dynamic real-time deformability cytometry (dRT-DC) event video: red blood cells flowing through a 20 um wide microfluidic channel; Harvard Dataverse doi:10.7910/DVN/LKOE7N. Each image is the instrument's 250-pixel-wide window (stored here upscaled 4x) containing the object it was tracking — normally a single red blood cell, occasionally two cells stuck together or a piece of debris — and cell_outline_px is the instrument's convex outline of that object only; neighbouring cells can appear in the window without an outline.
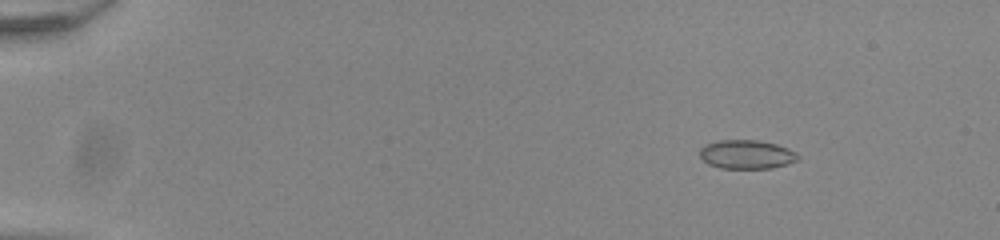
{"species": "common noctule bat (a hibernating species)", "species_latin": "Nyctalus noctula", "temperature_condition": "room temperature", "stored_images_in_passage": 54, "camera_frame_rate_fps": 3000, "um_per_image_px": 0.085, "animal": {"sex": "male", "body_mass_g": 20.0, "forearm_length_mm": 53.3}, "frame": {"image": 1, "passage_image": 8, "time_ms": 2.333, "image_size_px": [1000, 240], "cell_outline_px": [[800, 160], [788, 164], [772, 168], [720, 168], [708, 164], [700, 156], [700, 148], [704, 144], [720, 140], [760, 140], [776, 144], [788, 148], [796, 152], [800, 156]], "centroid_in_image_um": [63.49, 13.12], "position_along_channel_um": 21.5, "area_um2": 16.7}}
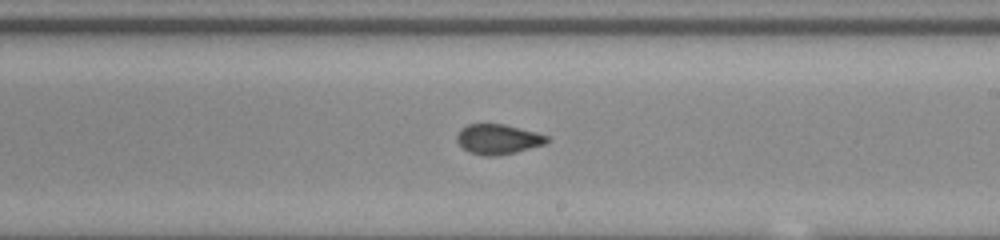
{"frame": {"image": 2, "passage_image": 34, "time_ms": 11.0, "image_size_px": [1000, 240], "cell_outline_px": [[548, 140], [544, 144], [516, 152], [496, 156], [484, 156], [468, 152], [456, 140], [456, 136], [460, 128], [468, 124], [504, 124], [536, 132], [548, 136]], "centroid_in_image_um": [42.3, 11.83], "position_along_channel_um": 246.7, "area_um2": 15.72}}
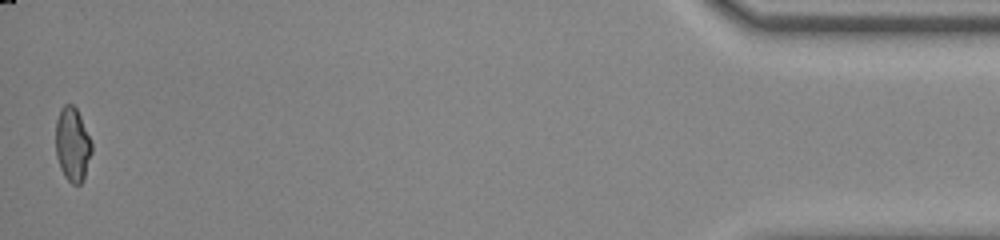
{"frame": {"image": 3, "passage_image": 54, "time_ms": 17.667, "image_size_px": [1000, 240], "cell_outline_px": [[92, 152], [84, 180], [80, 184], [72, 184], [64, 176], [60, 168], [56, 156], [56, 120], [60, 108], [64, 104], [72, 104], [76, 108], [80, 116], [92, 144]], "centroid_in_image_um": [6.15, 12.29], "position_along_channel_um": 429.0, "area_um2": 15.61}, "authors_computed_cell_mechanics": {"area_um2": 16.2996, "velocity_mm_per_s": 3.9349, "shape_relaxation_time_tau1_ms": null, "shape_relaxation_time_tau2_ms": 1.1032, "deformation_change_tau1": null, "deformation_change_tau2": 0.0524}}